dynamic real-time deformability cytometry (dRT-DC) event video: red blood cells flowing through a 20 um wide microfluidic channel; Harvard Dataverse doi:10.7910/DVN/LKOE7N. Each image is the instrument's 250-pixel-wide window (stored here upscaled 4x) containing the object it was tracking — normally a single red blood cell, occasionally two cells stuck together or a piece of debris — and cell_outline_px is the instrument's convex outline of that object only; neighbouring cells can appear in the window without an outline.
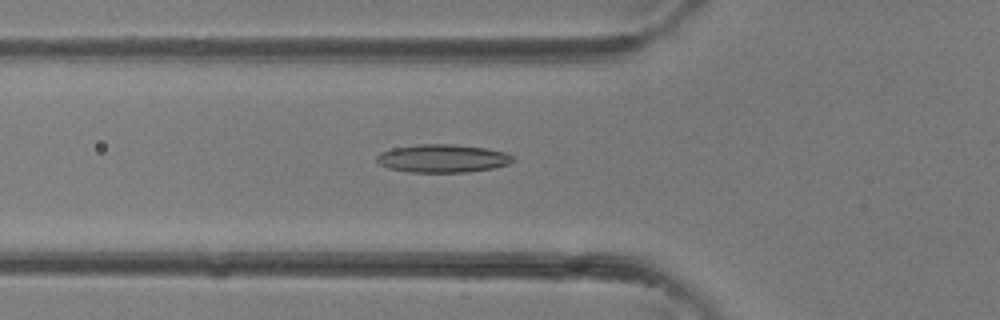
{"species": "common noctule bat (a hibernating species)", "species_latin": "Nyctalus noctula", "temperature_condition": "room temperature", "stored_images_in_passage": 36, "camera_frame_rate_fps": 3000, "um_per_image_px": 0.085, "animal": {"sex": "female"}, "frame": {"image": 1, "passage_image": 13, "time_ms": 4.0, "image_size_px": [1000, 320], "cell_outline_px": [[516, 160], [508, 164], [492, 168], [468, 172], [408, 172], [388, 168], [380, 164], [376, 160], [376, 156], [380, 152], [392, 148], [420, 144], [456, 144], [488, 148], [504, 152], [516, 156]], "centroid_in_image_um": [37.65, 13.46], "position_along_channel_um": 88.2, "area_um2": 22.54}}
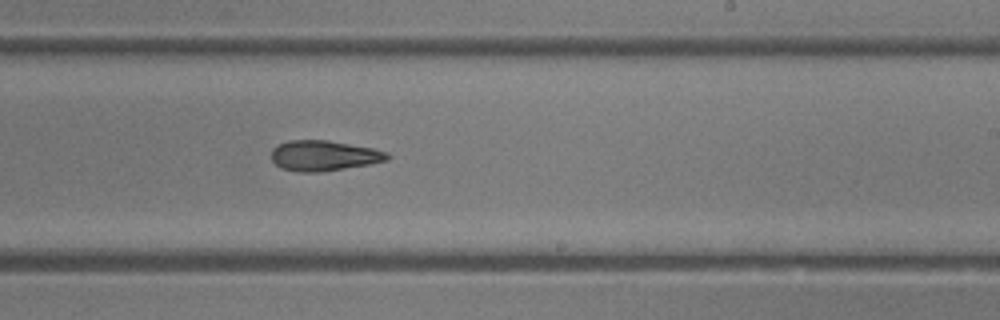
{"frame": {"image": 2, "passage_image": 22, "time_ms": 7.0, "image_size_px": [1000, 320], "cell_outline_px": [[392, 156], [388, 160], [368, 164], [320, 172], [300, 172], [280, 168], [272, 160], [272, 148], [276, 144], [288, 140], [328, 140], [372, 148], [388, 152]], "centroid_in_image_um": [27.51, 13.22], "position_along_channel_um": 261.5, "area_um2": 20.58}}
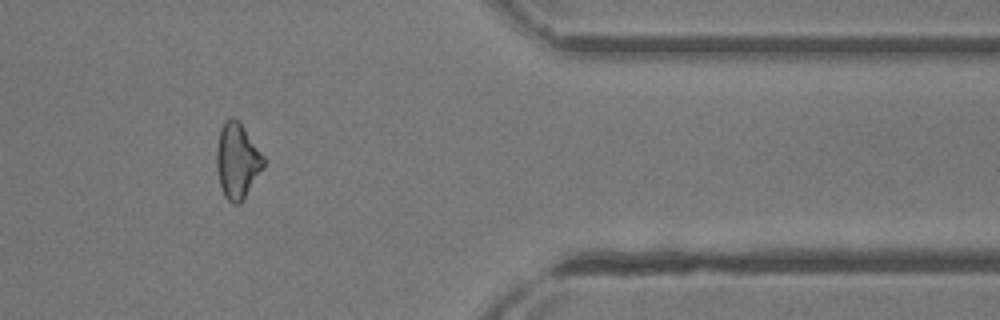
{"frame": {"image": 3, "passage_image": 30, "time_ms": 9.667, "image_size_px": [1000, 320], "cell_outline_px": [[264, 164], [240, 204], [232, 204], [224, 196], [220, 184], [216, 168], [216, 148], [220, 128], [224, 120], [232, 116], [244, 128], [264, 156]], "centroid_in_image_um": [20.12, 13.65], "position_along_channel_um": 391.3, "area_um2": 20.35}}